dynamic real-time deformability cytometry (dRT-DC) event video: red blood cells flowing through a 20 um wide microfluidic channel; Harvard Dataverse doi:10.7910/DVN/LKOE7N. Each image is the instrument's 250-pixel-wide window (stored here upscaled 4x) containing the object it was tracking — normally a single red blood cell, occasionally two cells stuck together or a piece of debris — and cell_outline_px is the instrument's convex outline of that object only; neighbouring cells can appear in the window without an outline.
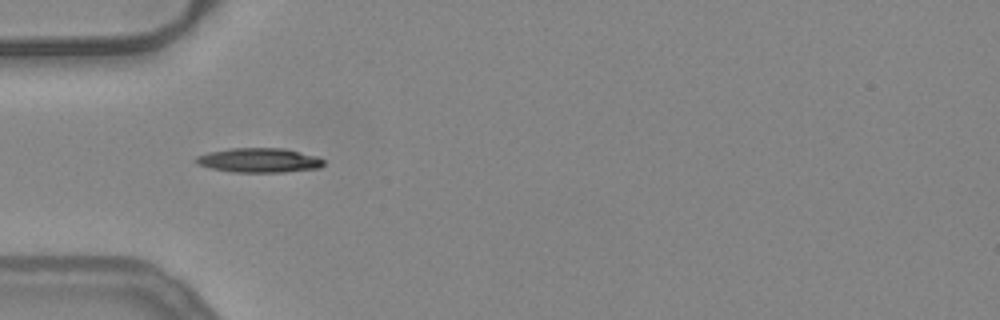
{"species": "common noctule bat (a hibernating species)", "species_latin": "Nyctalus noctula", "temperature_condition": "warm", "stored_images_in_passage": 37, "camera_frame_rate_fps": 3000, "um_per_image_px": 0.085, "animal": {"sex": "female", "body_mass_g": 24.6, "forearm_length_mm": 56.2}, "frame": {"image": 1, "passage_image": 1, "time_ms": 0.0, "image_size_px": [1000, 320], "cell_outline_px": [[324, 164], [320, 168], [284, 172], [232, 172], [212, 168], [196, 164], [192, 160], [196, 156], [208, 152], [232, 148], [284, 148], [316, 156], [324, 160]], "centroid_in_image_um": [21.99, 13.62], "position_along_channel_um": 63.0, "area_um2": 18.26}}
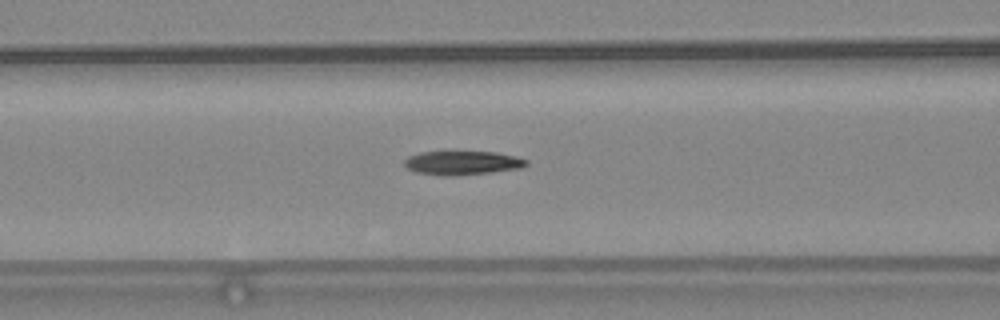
{"frame": {"image": 2, "passage_image": 6, "time_ms": 1.667, "image_size_px": [1000, 320], "cell_outline_px": [[528, 164], [520, 168], [488, 172], [416, 172], [408, 168], [404, 164], [404, 160], [408, 156], [420, 152], [496, 152], [528, 160]], "centroid_in_image_um": [39.33, 13.77], "position_along_channel_um": 127.3, "area_um2": 15.55}, "authors_computed_cell_mechanics": {"area_um2": 17.1666, "velocity_mm_per_s": 3.9323, "shape_relaxation_time_tau1_ms": 5.8236, "shape_relaxation_time_tau2_ms": 5.8563, "deformation_change_tau1": 0.2219, "deformation_change_tau2": 0.1553}}